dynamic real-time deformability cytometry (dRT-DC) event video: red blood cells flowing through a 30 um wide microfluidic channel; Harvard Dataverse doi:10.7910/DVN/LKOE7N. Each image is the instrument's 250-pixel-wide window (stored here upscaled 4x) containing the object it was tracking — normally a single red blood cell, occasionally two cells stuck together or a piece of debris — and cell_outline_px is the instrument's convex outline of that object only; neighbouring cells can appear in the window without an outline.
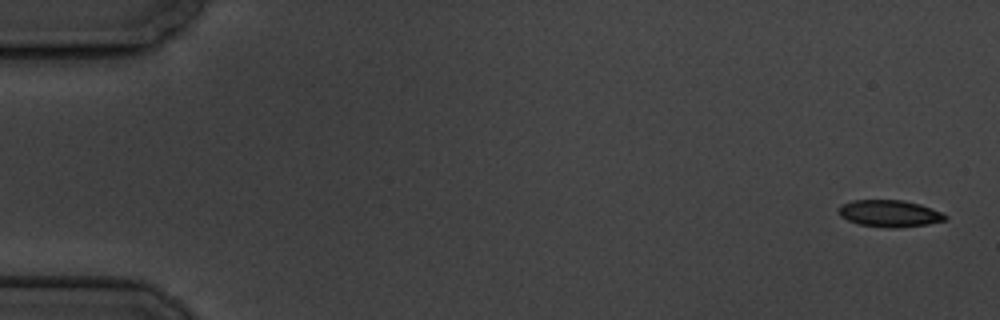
{"species": "common noctule bat (a hibernating species)", "species_latin": "Nyctalus noctula", "temperature_condition": "cold", "stored_images_in_passage": 9, "camera_frame_rate_fps": 3000, "um_per_image_px": 0.085, "animal": {"sex": "male", "body_mass_g": 19.5, "forearm_length_mm": 54.6}, "frame": {"image": 1, "passage_image": 1, "time_ms": 0.0, "image_size_px": [1000, 320], "cell_outline_px": [[948, 220], [928, 224], [900, 228], [888, 228], [860, 224], [848, 220], [840, 216], [836, 208], [840, 204], [852, 200], [904, 200], [920, 204], [940, 212], [948, 216]], "centroid_in_image_um": [75.59, 18.14], "position_along_channel_um": 9.4, "area_um2": 16.88}}
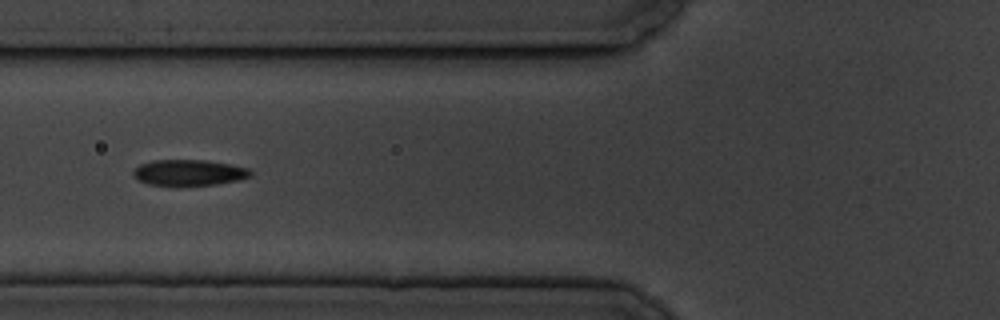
{"frame": {"image": 2, "passage_image": 7, "time_ms": 7.0, "image_size_px": [1000, 320], "cell_outline_px": [[252, 176], [240, 180], [216, 184], [176, 188], [148, 184], [136, 180], [132, 176], [132, 172], [140, 164], [152, 160], [204, 160], [232, 164], [248, 168], [252, 172]], "centroid_in_image_um": [16.03, 14.71], "position_along_channel_um": 109.8, "area_um2": 18.55}}
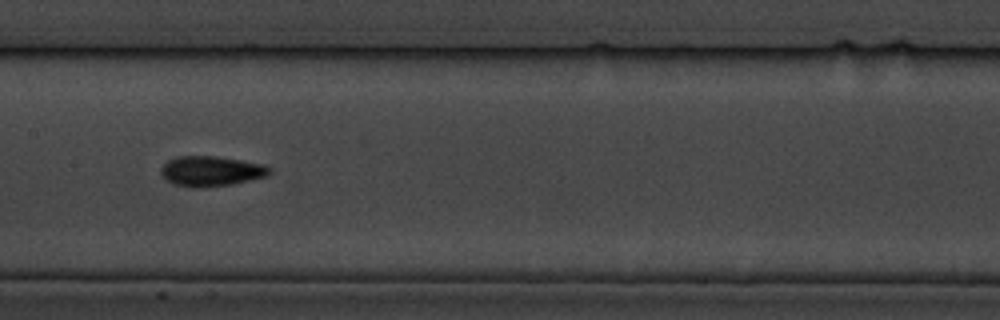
{"frame": {"image": 3, "passage_image": 9, "time_ms": 9.333, "image_size_px": [1000, 320], "cell_outline_px": [[272, 172], [268, 176], [232, 184], [204, 188], [192, 188], [172, 184], [160, 172], [160, 168], [168, 160], [176, 156], [212, 156], [240, 160], [264, 164], [272, 168]], "centroid_in_image_um": [17.95, 14.56], "position_along_channel_um": 189.4, "area_um2": 19.25}}